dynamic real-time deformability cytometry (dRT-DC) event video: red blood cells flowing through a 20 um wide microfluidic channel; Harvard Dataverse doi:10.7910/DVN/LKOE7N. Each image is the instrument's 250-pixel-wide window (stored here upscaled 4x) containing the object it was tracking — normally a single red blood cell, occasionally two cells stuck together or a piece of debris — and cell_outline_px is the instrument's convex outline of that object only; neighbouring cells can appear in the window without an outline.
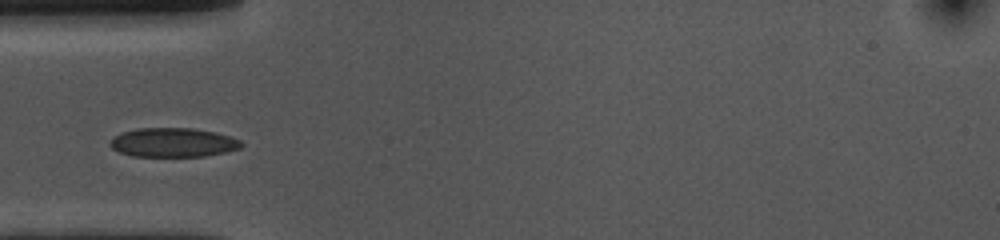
{"species": "common noctule bat (a hibernating species)", "species_latin": "Nyctalus noctula", "temperature_condition": "cold", "stored_images_in_passage": 12, "camera_frame_rate_fps": 3000, "um_per_image_px": 0.085, "animal": {"sex": "female", "body_mass_g": 10.0, "forearm_length_mm": 53.1}, "frame": {"image": 1, "passage_image": 3, "time_ms": 0.667, "image_size_px": [1000, 240], "cell_outline_px": [[244, 144], [240, 148], [224, 152], [204, 156], [132, 156], [120, 152], [112, 148], [108, 144], [120, 132], [136, 128], [192, 128], [216, 132], [232, 136], [240, 140]], "centroid_in_image_um": [14.73, 12.1], "position_along_channel_um": 70.3, "area_um2": 22.31}}